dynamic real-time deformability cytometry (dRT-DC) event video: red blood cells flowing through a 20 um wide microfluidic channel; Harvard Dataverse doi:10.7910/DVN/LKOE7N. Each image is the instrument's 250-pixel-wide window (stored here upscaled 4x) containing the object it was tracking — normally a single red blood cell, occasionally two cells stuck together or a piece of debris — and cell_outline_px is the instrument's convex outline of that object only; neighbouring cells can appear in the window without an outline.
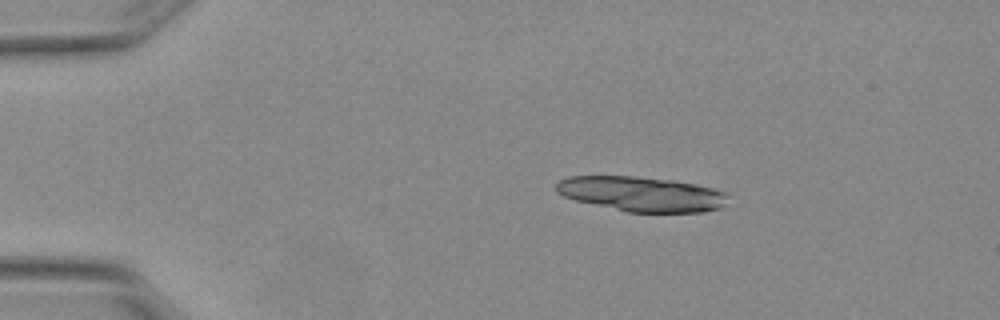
{"species": "Egyptian fruit bat (a non-hibernating species)", "species_latin": "Rousettus aegyptiacus", "temperature_condition": "warm", "stored_images_in_passage": 3, "camera_frame_rate_fps": 3000, "um_per_image_px": 0.085, "animal": {"sex": "female"}, "frame": {"image": 1, "passage_image": 1, "time_ms": 0.0, "image_size_px": [1000, 320], "cell_outline_px": [[728, 196], [724, 204], [720, 208], [704, 212], [628, 212], [576, 200], [564, 196], [556, 192], [556, 184], [560, 180], [568, 176], [632, 176], [672, 180], [696, 184], [728, 192]], "centroid_in_image_um": [54.55, 16.48], "position_along_channel_um": 30.4, "area_um2": 34.8}}